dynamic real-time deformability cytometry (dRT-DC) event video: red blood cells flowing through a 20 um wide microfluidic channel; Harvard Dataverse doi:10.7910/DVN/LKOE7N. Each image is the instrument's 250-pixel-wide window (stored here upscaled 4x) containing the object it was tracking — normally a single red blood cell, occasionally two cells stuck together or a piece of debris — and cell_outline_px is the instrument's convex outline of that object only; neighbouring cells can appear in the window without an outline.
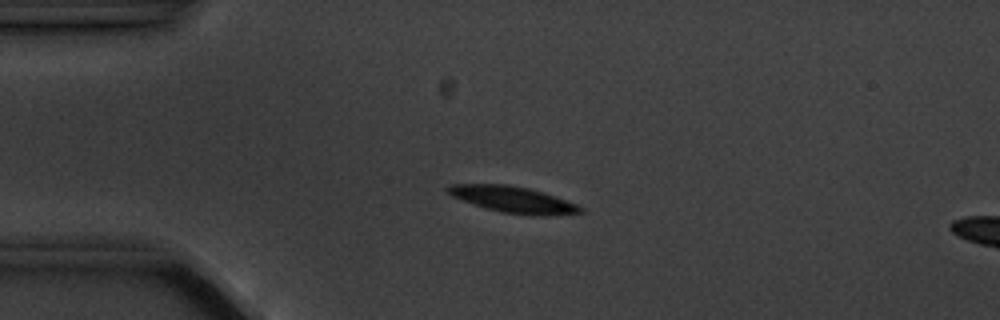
{"species": "common noctule bat (a hibernating species)", "species_latin": "Nyctalus noctula", "temperature_condition": "cold", "stored_images_in_passage": 5, "camera_frame_rate_fps": 3000, "um_per_image_px": 0.085, "animal": {"sex": "male", "body_mass_g": 20.1, "forearm_length_mm": 53.5}, "frame": {"image": 1, "passage_image": 4, "time_ms": 3.333, "image_size_px": [1000, 320], "cell_outline_px": [[584, 212], [548, 216], [528, 216], [500, 212], [452, 196], [444, 188], [452, 184], [508, 184], [528, 188], [544, 192], [576, 204], [584, 208]], "centroid_in_image_um": [43.66, 16.97], "position_along_channel_um": 41.3, "area_um2": 20.29}}